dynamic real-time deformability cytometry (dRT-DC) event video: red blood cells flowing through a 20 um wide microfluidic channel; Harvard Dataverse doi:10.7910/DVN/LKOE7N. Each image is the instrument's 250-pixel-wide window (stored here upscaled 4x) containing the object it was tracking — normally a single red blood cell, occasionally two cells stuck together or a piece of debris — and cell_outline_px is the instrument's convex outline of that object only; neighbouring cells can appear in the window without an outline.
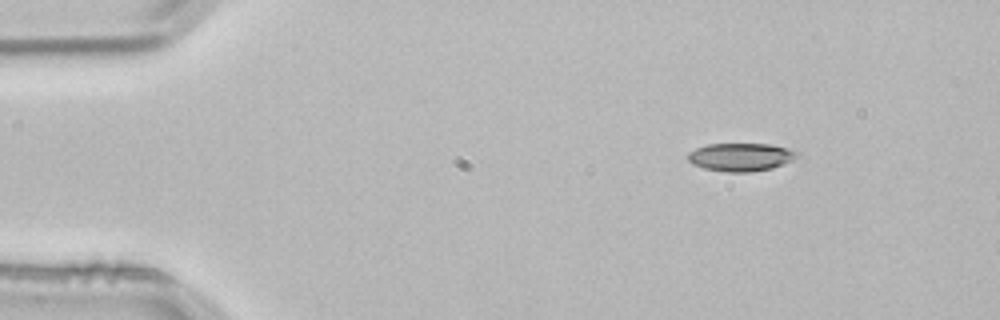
{"species": "common noctule bat (a hibernating species)", "species_latin": "Nyctalus noctula", "temperature_condition": "room temperature", "stored_images_in_passage": 2, "camera_frame_rate_fps": 3000, "um_per_image_px": 0.085, "animal": {"sex": "male", "body_mass_g": 21.5, "forearm_length_mm": 52.0}, "frame": {"image": 1, "passage_image": 1, "time_ms": 0.0, "image_size_px": [1000, 320], "cell_outline_px": [[800, 152], [792, 160], [772, 168], [752, 172], [728, 172], [704, 168], [692, 164], [688, 160], [688, 152], [696, 148], [708, 144], [768, 144], [788, 148]], "centroid_in_image_um": [62.95, 13.35], "position_along_channel_um": 22.0, "area_um2": 17.8}}